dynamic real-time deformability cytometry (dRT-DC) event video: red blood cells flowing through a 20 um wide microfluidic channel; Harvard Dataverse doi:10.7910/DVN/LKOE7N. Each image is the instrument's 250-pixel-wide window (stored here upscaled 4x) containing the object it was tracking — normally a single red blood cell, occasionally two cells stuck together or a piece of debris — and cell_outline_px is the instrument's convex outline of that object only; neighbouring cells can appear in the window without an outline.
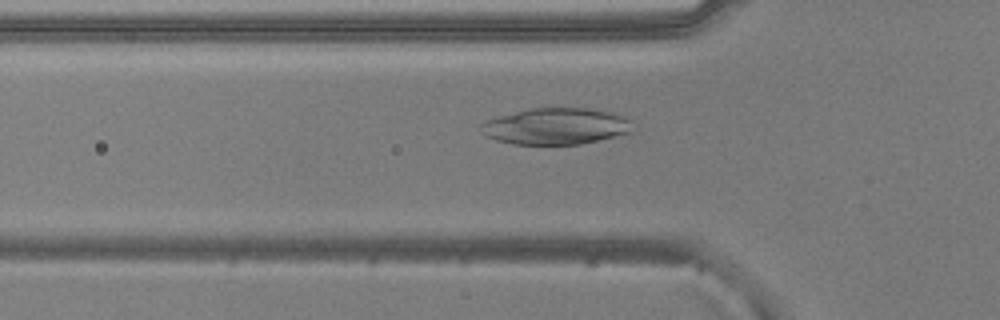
{"species": "common noctule bat (a hibernating species)", "species_latin": "Nyctalus noctula", "temperature_condition": "warm", "stored_images_in_passage": 47, "camera_frame_rate_fps": 3000, "um_per_image_px": 0.085, "animal": {"sex": "male", "body_mass_g": 20.5, "forearm_length_mm": 52.5}, "frame": {"image": 1, "passage_image": 12, "time_ms": 3.667, "image_size_px": [1000, 320], "cell_outline_px": [[632, 132], [600, 140], [580, 144], [512, 144], [496, 140], [484, 136], [480, 132], [480, 124], [488, 120], [500, 116], [528, 108], [588, 108], [616, 112], [628, 116], [632, 120]], "centroid_in_image_um": [47.3, 10.72], "position_along_channel_um": 78.5, "area_um2": 32.66}}
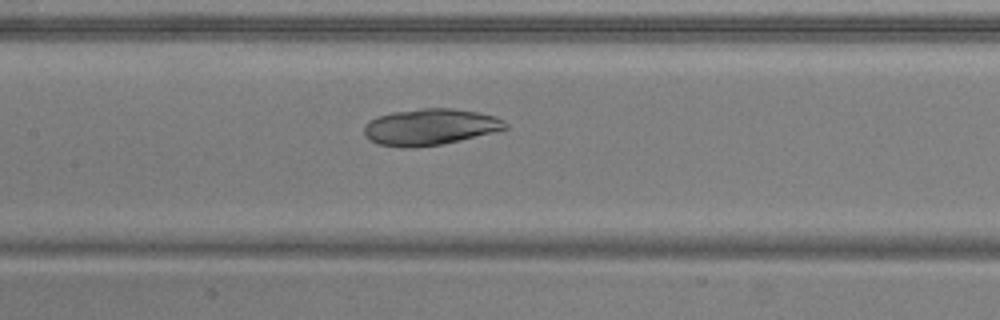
{"frame": {"image": 2, "passage_image": 19, "time_ms": 6.0, "image_size_px": [1000, 320], "cell_outline_px": [[508, 128], [460, 140], [440, 144], [412, 148], [404, 148], [376, 144], [368, 140], [364, 132], [364, 124], [368, 120], [376, 116], [392, 112], [424, 108], [452, 108], [476, 112], [496, 116], [504, 120], [508, 124]], "centroid_in_image_um": [36.5, 10.79], "position_along_channel_um": 170.9, "area_um2": 30.06}}
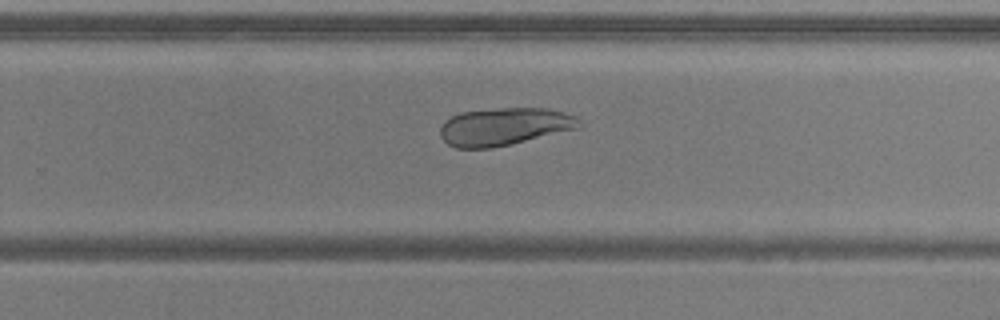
{"frame": {"image": 3, "passage_image": 28, "time_ms": 9.0, "image_size_px": [1000, 320], "cell_outline_px": [[580, 128], [512, 144], [492, 148], [456, 148], [448, 144], [440, 136], [440, 128], [444, 120], [460, 112], [500, 108], [548, 108], [576, 116], [580, 120]], "centroid_in_image_um": [42.86, 10.76], "position_along_channel_um": 286.9, "area_um2": 30.63}}